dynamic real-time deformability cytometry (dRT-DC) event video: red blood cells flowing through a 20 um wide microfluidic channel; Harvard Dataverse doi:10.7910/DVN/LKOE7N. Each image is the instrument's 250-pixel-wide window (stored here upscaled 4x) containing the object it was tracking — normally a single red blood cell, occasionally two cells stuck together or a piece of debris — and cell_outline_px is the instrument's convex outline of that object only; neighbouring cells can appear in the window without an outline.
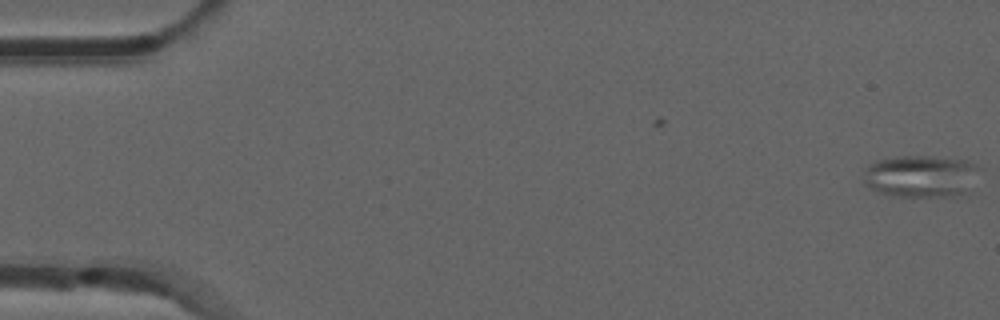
{"species": "common noctule bat (a hibernating species)", "species_latin": "Nyctalus noctula", "temperature_condition": "room temperature", "stored_images_in_passage": 5, "camera_frame_rate_fps": 3000, "um_per_image_px": 0.085, "animal": {"sex": "male", "forearm_length_mm": 52.5}, "frame": {"image": 1, "passage_image": 5, "time_ms": 1.333, "image_size_px": [1000, 320], "cell_outline_px": [[984, 168], [964, 192], [956, 196], [892, 196], [876, 192], [868, 188], [864, 184], [864, 168], [868, 164], [876, 160], [904, 156], [928, 156], [964, 160], [976, 164]], "centroid_in_image_um": [78.24, 14.97], "position_along_channel_um": 6.8, "area_um2": 28.73}}